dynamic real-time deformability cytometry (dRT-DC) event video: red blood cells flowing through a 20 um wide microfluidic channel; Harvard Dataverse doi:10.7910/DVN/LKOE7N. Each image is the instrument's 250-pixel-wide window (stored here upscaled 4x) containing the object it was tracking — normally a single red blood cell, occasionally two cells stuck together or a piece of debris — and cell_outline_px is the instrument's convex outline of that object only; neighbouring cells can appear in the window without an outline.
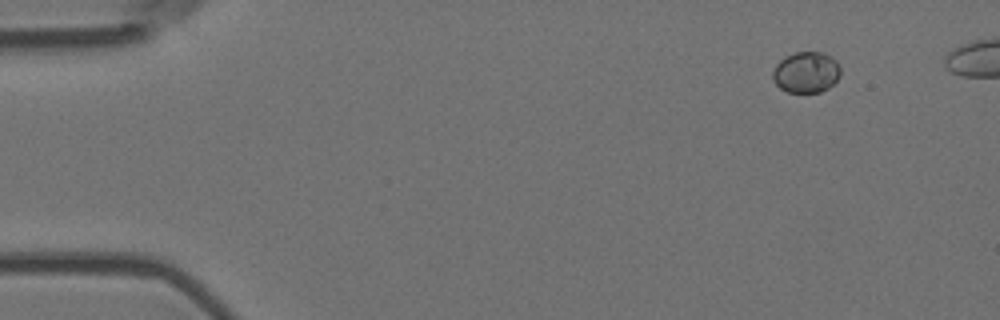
{"species": "Egyptian fruit bat (a non-hibernating species)", "species_latin": "Rousettus aegyptiacus", "temperature_condition": "room temperature", "stored_images_in_passage": 6, "camera_frame_rate_fps": 3000, "um_per_image_px": 0.085, "animal": {"sex": "female"}, "frame": {"image": 1, "passage_image": 2, "time_ms": 0.333, "image_size_px": [1000, 320], "cell_outline_px": [[840, 76], [828, 88], [820, 92], [788, 92], [780, 88], [772, 80], [772, 72], [776, 64], [784, 56], [796, 52], [824, 52], [832, 56], [836, 60], [840, 68]], "centroid_in_image_um": [68.51, 6.13], "position_along_channel_um": 16.5, "area_um2": 16.36}}